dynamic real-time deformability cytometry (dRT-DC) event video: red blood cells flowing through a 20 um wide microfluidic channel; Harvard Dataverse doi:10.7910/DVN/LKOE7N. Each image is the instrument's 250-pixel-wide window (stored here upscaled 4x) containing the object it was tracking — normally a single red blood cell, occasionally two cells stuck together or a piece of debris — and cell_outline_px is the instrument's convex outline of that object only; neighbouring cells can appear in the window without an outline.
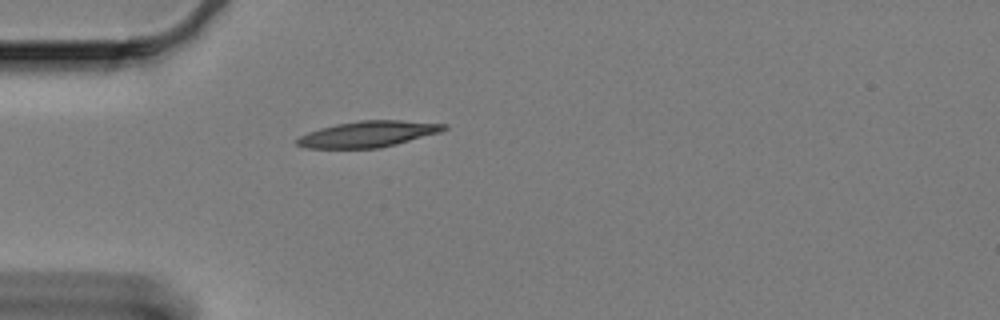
{"species": "Egyptian fruit bat (a non-hibernating species)", "species_latin": "Rousettus aegyptiacus", "temperature_condition": "cold", "stored_images_in_passage": 40, "camera_frame_rate_fps": 3000, "um_per_image_px": 0.085, "animal": {"sex": "female"}, "frame": {"image": 1, "passage_image": 1, "time_ms": 0.0, "image_size_px": [1000, 320], "cell_outline_px": [[448, 128], [440, 132], [396, 144], [380, 148], [308, 148], [296, 144], [296, 140], [300, 136], [308, 132], [320, 128], [336, 124], [360, 120], [400, 120], [448, 124]], "centroid_in_image_um": [31.3, 11.39], "position_along_channel_um": 53.7, "area_um2": 22.2}}
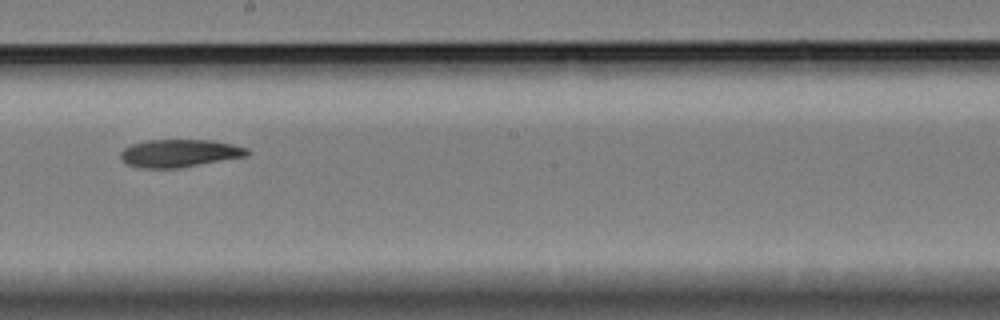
{"frame": {"image": 2, "passage_image": 18, "time_ms": 5.667, "image_size_px": [1000, 320], "cell_outline_px": [[252, 152], [248, 156], [180, 168], [140, 168], [128, 164], [120, 156], [120, 152], [124, 148], [132, 144], [148, 140], [212, 140], [232, 144], [248, 148]], "centroid_in_image_um": [15.31, 13.02], "position_along_channel_um": 232.9, "area_um2": 20.58}}
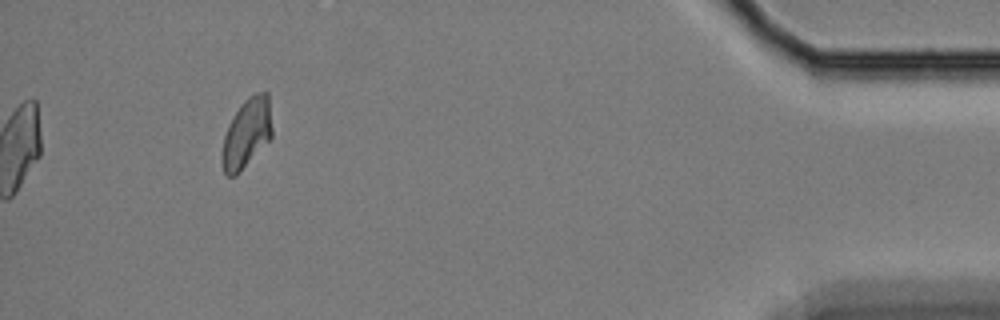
{"frame": {"image": 3, "passage_image": 40, "time_ms": 13.0, "image_size_px": [1000, 320], "cell_outline_px": [[272, 136], [240, 172], [236, 176], [228, 176], [224, 172], [220, 160], [220, 156], [224, 136], [228, 124], [244, 100], [248, 96], [256, 92], [268, 92], [272, 128]], "centroid_in_image_um": [20.95, 11.33], "position_along_channel_um": 414.3, "area_um2": 20.29}, "authors_computed_cell_mechanics": {"area_um2": 21.0681, "velocity_mm_per_s": 3.2889, "shape_relaxation_time_tau1_ms": 9.049, "shape_relaxation_time_tau2_ms": null, "deformation_change_tau1": 0.182, "deformation_change_tau2": null}}